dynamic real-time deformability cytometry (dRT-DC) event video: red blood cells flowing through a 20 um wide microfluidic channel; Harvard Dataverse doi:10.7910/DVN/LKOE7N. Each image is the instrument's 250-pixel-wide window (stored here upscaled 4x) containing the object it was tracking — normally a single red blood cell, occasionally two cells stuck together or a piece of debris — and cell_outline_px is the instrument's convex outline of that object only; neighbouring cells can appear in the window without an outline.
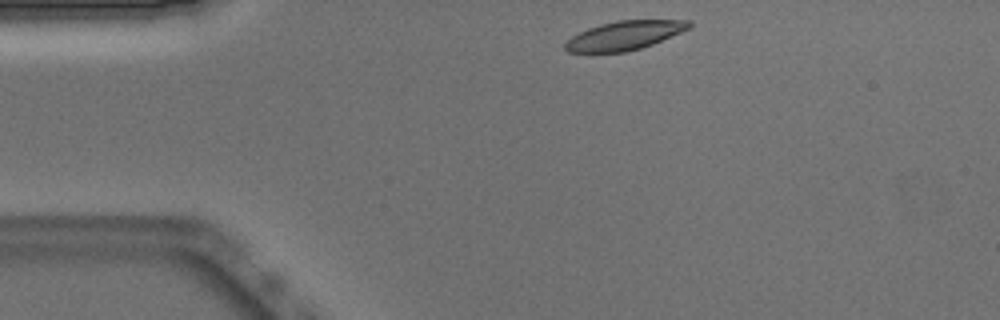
{"species": "Egyptian fruit bat (a non-hibernating species)", "species_latin": "Rousettus aegyptiacus", "temperature_condition": "warm", "stored_images_in_passage": 43, "camera_frame_rate_fps": 3000, "um_per_image_px": 0.085, "animal": {"sex": "male"}, "frame": {"image": 1, "passage_image": 1, "time_ms": 0.0, "image_size_px": [1000, 320], "cell_outline_px": [[692, 28], [652, 44], [640, 48], [624, 52], [568, 52], [564, 48], [564, 44], [572, 36], [588, 28], [600, 24], [616, 20], [688, 20], [692, 24]], "centroid_in_image_um": [53.1, 3.0], "position_along_channel_um": 31.9, "area_um2": 20.81}}
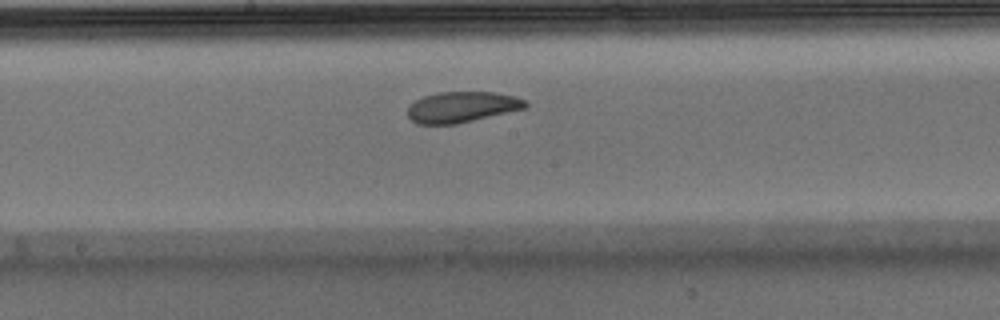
{"frame": {"image": 2, "passage_image": 18, "time_ms": 5.667, "image_size_px": [1000, 320], "cell_outline_px": [[528, 108], [456, 124], [416, 124], [408, 116], [408, 104], [424, 96], [440, 92], [496, 92], [516, 96], [524, 100], [528, 104]], "centroid_in_image_um": [39.28, 9.09], "position_along_channel_um": 208.9, "area_um2": 21.27}}
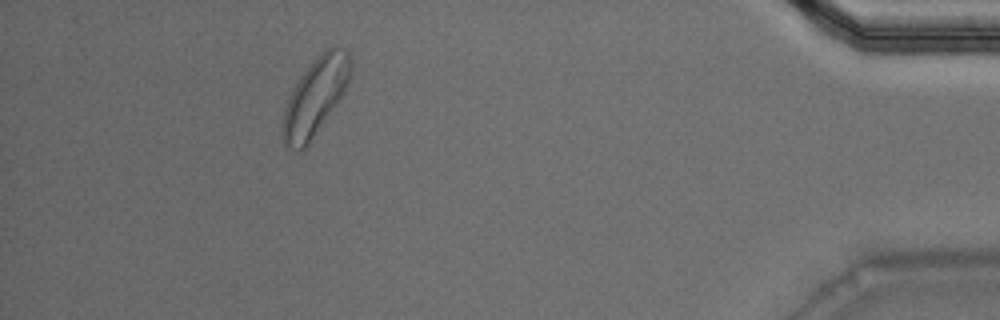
{"frame": {"image": 3, "passage_image": 38, "time_ms": 12.333, "image_size_px": [1000, 320], "cell_outline_px": [[352, 76], [344, 92], [336, 104], [308, 144], [304, 148], [284, 148], [284, 108], [288, 96], [300, 76], [316, 56], [320, 52], [332, 44], [344, 48], [348, 52], [352, 60]], "centroid_in_image_um": [26.85, 8.11], "position_along_channel_um": 408.3, "area_um2": 30.4}, "authors_computed_cell_mechanics": {"area_um2": 22.1952, "velocity_mm_per_s": 3.8548, "shape_relaxation_time_tau1_ms": 2.8847, "shape_relaxation_time_tau2_ms": 2.9786, "deformation_change_tau1": 0.1069, "deformation_change_tau2": 0.0905}}